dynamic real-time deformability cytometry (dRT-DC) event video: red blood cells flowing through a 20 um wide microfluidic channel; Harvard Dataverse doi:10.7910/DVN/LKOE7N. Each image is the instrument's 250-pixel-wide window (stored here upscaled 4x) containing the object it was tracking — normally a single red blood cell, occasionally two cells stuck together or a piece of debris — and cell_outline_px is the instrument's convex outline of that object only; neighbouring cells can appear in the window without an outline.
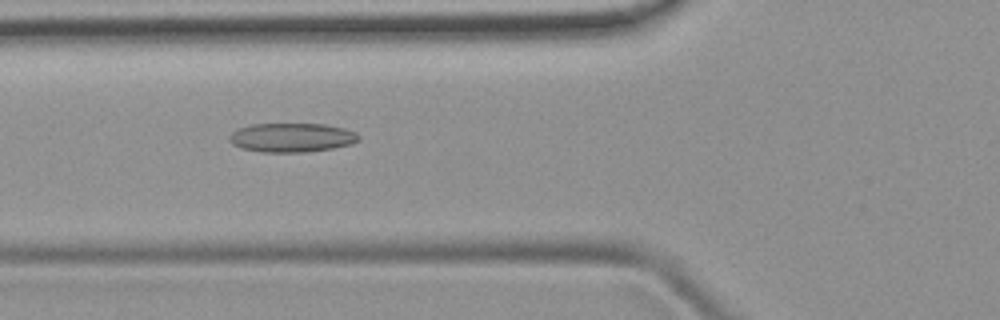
{"species": "common noctule bat (a hibernating species)", "species_latin": "Nyctalus noctula", "temperature_condition": "room temperature", "stored_images_in_passage": 37, "camera_frame_rate_fps": 3000, "um_per_image_px": 0.085, "animal": {"sex": "female", "body_mass_g": 19.9}, "frame": {"image": 1, "passage_image": 7, "time_ms": 2.0, "image_size_px": [1000, 320], "cell_outline_px": [[360, 140], [352, 144], [332, 148], [308, 152], [260, 152], [240, 148], [232, 144], [228, 140], [228, 136], [232, 132], [240, 128], [252, 124], [324, 124], [344, 128], [356, 132], [360, 136]], "centroid_in_image_um": [24.8, 11.7], "position_along_channel_um": 101.0, "area_um2": 22.08}}
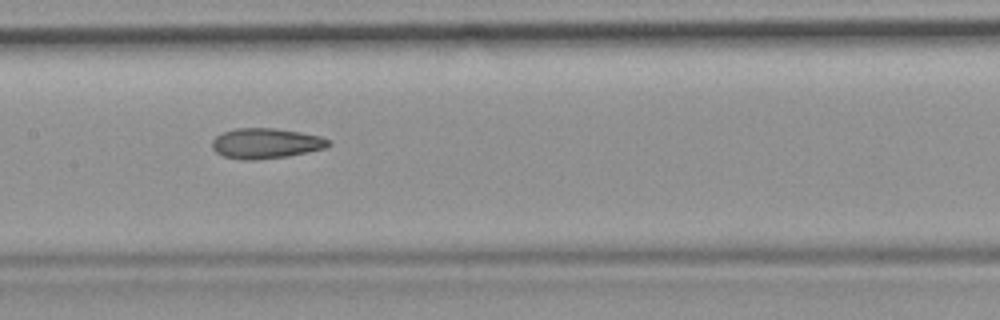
{"frame": {"image": 2, "passage_image": 13, "time_ms": 4.0, "image_size_px": [1000, 320], "cell_outline_px": [[332, 144], [328, 148], [288, 156], [256, 160], [240, 160], [224, 156], [216, 152], [212, 148], [212, 140], [216, 136], [224, 132], [236, 128], [276, 128], [300, 132], [320, 136], [328, 140]], "centroid_in_image_um": [22.61, 12.19], "position_along_channel_um": 184.8, "area_um2": 20.69}}
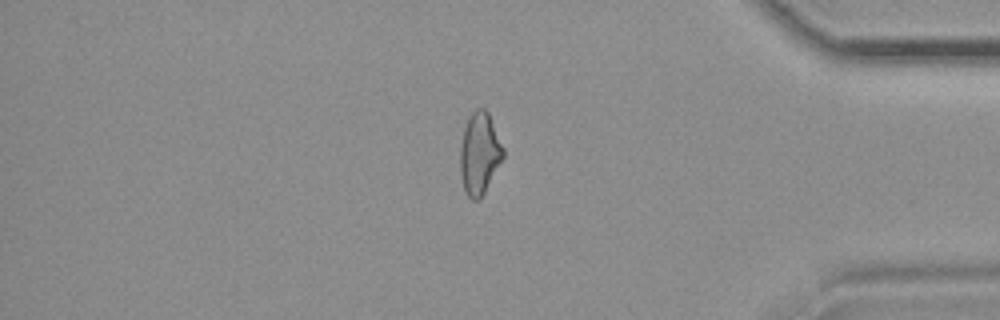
{"frame": {"image": 3, "passage_image": 30, "time_ms": 9.667, "image_size_px": [1000, 320], "cell_outline_px": [[504, 156], [480, 200], [472, 200], [468, 196], [464, 188], [460, 176], [460, 148], [464, 128], [468, 116], [476, 108], [484, 108], [488, 112], [504, 148]], "centroid_in_image_um": [40.75, 13.03], "position_along_channel_um": 394.4, "area_um2": 20.52}}